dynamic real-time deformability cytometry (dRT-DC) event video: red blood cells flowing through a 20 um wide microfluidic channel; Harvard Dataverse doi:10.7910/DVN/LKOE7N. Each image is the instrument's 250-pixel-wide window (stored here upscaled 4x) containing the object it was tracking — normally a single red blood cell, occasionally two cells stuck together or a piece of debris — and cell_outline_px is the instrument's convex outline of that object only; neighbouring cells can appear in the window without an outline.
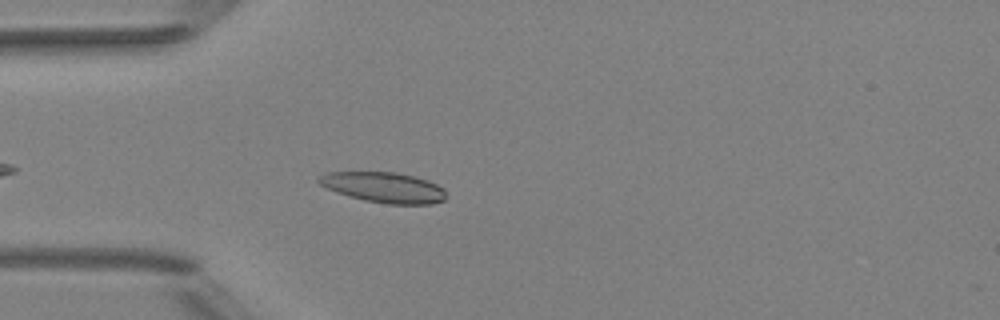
{"species": "Egyptian fruit bat (a non-hibernating species)", "species_latin": "Rousettus aegyptiacus", "temperature_condition": "room temperature", "stored_images_in_passage": 4, "camera_frame_rate_fps": 3000, "um_per_image_px": 0.085, "animal": {"sex": "female"}, "frame": {"image": 1, "passage_image": 4, "time_ms": 3.333, "image_size_px": [1000, 320], "cell_outline_px": [[448, 196], [444, 200], [432, 204], [388, 204], [364, 200], [348, 196], [336, 192], [320, 184], [316, 180], [320, 176], [328, 172], [396, 172], [416, 176], [428, 180], [444, 188]], "centroid_in_image_um": [32.67, 15.93], "position_along_channel_um": 52.3, "area_um2": 22.72}}